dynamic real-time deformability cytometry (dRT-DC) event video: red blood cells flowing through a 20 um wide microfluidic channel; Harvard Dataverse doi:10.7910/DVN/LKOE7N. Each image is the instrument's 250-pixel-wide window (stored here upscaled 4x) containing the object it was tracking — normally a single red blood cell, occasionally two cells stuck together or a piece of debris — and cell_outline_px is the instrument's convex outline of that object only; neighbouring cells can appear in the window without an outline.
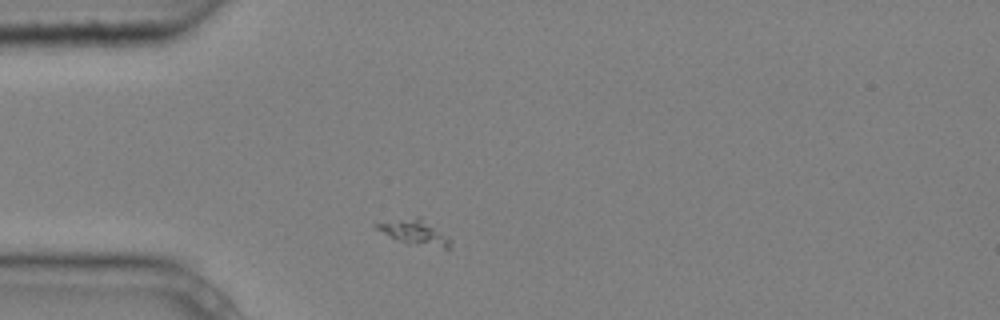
{"species": "common noctule bat (a hibernating species)", "species_latin": "Nyctalus noctula", "temperature_condition": "cold", "stored_images_in_passage": 1, "camera_frame_rate_fps": 3000, "um_per_image_px": 0.085, "animal": {"sex": "male", "body_mass_g": 20.4}, "frame": {"image": 1, "passage_image": 1, "time_ms": 0.0, "image_size_px": [1000, 320], "cell_outline_px": [[452, 244], [448, 252], [408, 244], [396, 240], [376, 228], [372, 224], [416, 216], [420, 216], [448, 236], [452, 240]], "centroid_in_image_um": [35.37, 19.81], "position_along_channel_um": 49.6, "area_um2": 11.39}}